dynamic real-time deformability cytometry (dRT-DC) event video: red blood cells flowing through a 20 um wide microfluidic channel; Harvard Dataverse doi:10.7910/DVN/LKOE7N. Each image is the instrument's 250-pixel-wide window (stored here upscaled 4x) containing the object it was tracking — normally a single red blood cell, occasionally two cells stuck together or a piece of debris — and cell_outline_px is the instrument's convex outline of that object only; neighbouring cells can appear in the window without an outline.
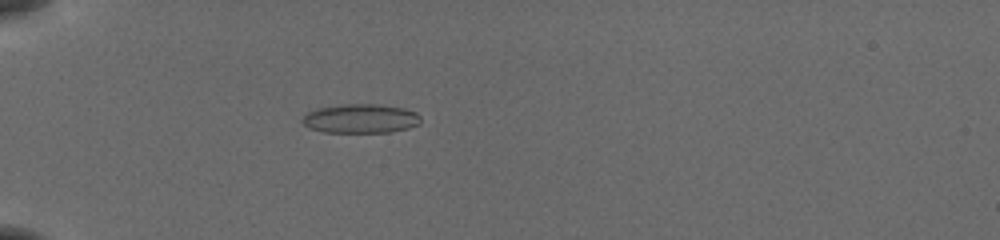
{"species": "common noctule bat (a hibernating species)", "species_latin": "Nyctalus noctula", "temperature_condition": "cold", "stored_images_in_passage": 53, "camera_frame_rate_fps": 3000, "um_per_image_px": 0.085, "animal": {"sex": "female", "body_mass_g": 19.5, "forearm_length_mm": 54.1}, "frame": {"image": 1, "passage_image": 17, "time_ms": 5.333, "image_size_px": [1000, 240], "cell_outline_px": [[420, 124], [408, 128], [388, 132], [324, 132], [308, 128], [300, 120], [308, 112], [316, 108], [344, 104], [376, 104], [404, 108], [416, 112], [420, 116]], "centroid_in_image_um": [30.64, 10.08], "position_along_channel_um": 54.4, "area_um2": 20.11}}
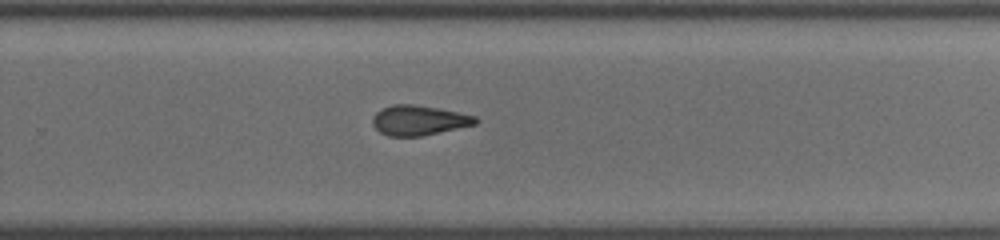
{"frame": {"image": 2, "passage_image": 37, "time_ms": 12.0, "image_size_px": [1000, 240], "cell_outline_px": [[480, 120], [476, 124], [420, 136], [388, 136], [380, 132], [372, 124], [372, 116], [380, 108], [392, 104], [412, 104], [436, 108], [476, 116]], "centroid_in_image_um": [35.56, 10.22], "position_along_channel_um": 294.2, "area_um2": 17.86}}
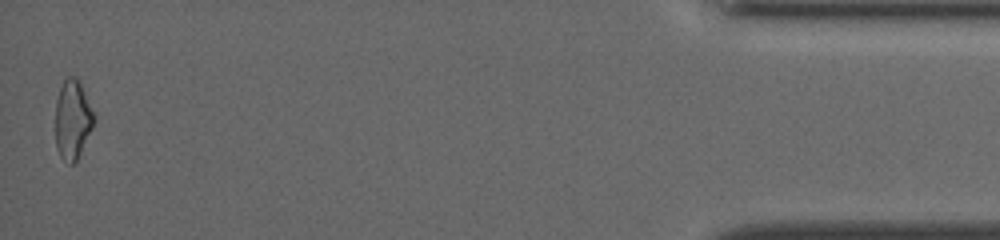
{"frame": {"image": 3, "passage_image": 53, "time_ms": 17.333, "image_size_px": [1000, 240], "cell_outline_px": [[96, 116], [92, 128], [76, 160], [72, 164], [68, 164], [60, 156], [56, 148], [56, 100], [60, 88], [64, 80], [68, 76], [76, 76], [80, 80]], "centroid_in_image_um": [6.18, 10.12], "position_along_channel_um": 429.0, "area_um2": 17.86}, "authors_computed_cell_mechanics": {"area_um2": 18.8428, "velocity_mm_per_s": 3.9207, "shape_relaxation_time_tau1_ms": null, "shape_relaxation_time_tau2_ms": 4.6861, "deformation_change_tau1": null, "deformation_change_tau2": 0.1276}}